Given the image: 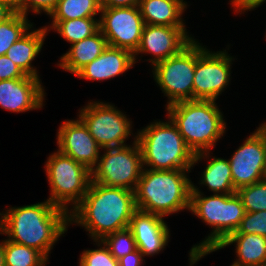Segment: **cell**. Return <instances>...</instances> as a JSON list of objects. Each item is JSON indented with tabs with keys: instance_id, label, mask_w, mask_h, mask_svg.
Returning a JSON list of instances; mask_svg holds the SVG:
<instances>
[{
	"instance_id": "4",
	"label": "cell",
	"mask_w": 266,
	"mask_h": 266,
	"mask_svg": "<svg viewBox=\"0 0 266 266\" xmlns=\"http://www.w3.org/2000/svg\"><path fill=\"white\" fill-rule=\"evenodd\" d=\"M165 109L167 117L176 124L184 142L195 154L193 166L202 159L207 160L227 127L216 101L188 100Z\"/></svg>"
},
{
	"instance_id": "38",
	"label": "cell",
	"mask_w": 266,
	"mask_h": 266,
	"mask_svg": "<svg viewBox=\"0 0 266 266\" xmlns=\"http://www.w3.org/2000/svg\"><path fill=\"white\" fill-rule=\"evenodd\" d=\"M0 2L7 5L14 12H20L21 0H0Z\"/></svg>"
},
{
	"instance_id": "14",
	"label": "cell",
	"mask_w": 266,
	"mask_h": 266,
	"mask_svg": "<svg viewBox=\"0 0 266 266\" xmlns=\"http://www.w3.org/2000/svg\"><path fill=\"white\" fill-rule=\"evenodd\" d=\"M194 38L189 36L186 26H159L145 24L139 48L134 53V61L138 62V54H151L148 59L155 65L169 57L179 54Z\"/></svg>"
},
{
	"instance_id": "1",
	"label": "cell",
	"mask_w": 266,
	"mask_h": 266,
	"mask_svg": "<svg viewBox=\"0 0 266 266\" xmlns=\"http://www.w3.org/2000/svg\"><path fill=\"white\" fill-rule=\"evenodd\" d=\"M0 234L41 252L47 259L59 237L68 231L69 213L48 199L36 204L10 207L0 213Z\"/></svg>"
},
{
	"instance_id": "13",
	"label": "cell",
	"mask_w": 266,
	"mask_h": 266,
	"mask_svg": "<svg viewBox=\"0 0 266 266\" xmlns=\"http://www.w3.org/2000/svg\"><path fill=\"white\" fill-rule=\"evenodd\" d=\"M235 190L266 179V122L228 159Z\"/></svg>"
},
{
	"instance_id": "31",
	"label": "cell",
	"mask_w": 266,
	"mask_h": 266,
	"mask_svg": "<svg viewBox=\"0 0 266 266\" xmlns=\"http://www.w3.org/2000/svg\"><path fill=\"white\" fill-rule=\"evenodd\" d=\"M234 233L257 234L266 237V210L246 212Z\"/></svg>"
},
{
	"instance_id": "7",
	"label": "cell",
	"mask_w": 266,
	"mask_h": 266,
	"mask_svg": "<svg viewBox=\"0 0 266 266\" xmlns=\"http://www.w3.org/2000/svg\"><path fill=\"white\" fill-rule=\"evenodd\" d=\"M45 171L51 190L48 200L69 213L87 193L91 170L57 149L47 158Z\"/></svg>"
},
{
	"instance_id": "29",
	"label": "cell",
	"mask_w": 266,
	"mask_h": 266,
	"mask_svg": "<svg viewBox=\"0 0 266 266\" xmlns=\"http://www.w3.org/2000/svg\"><path fill=\"white\" fill-rule=\"evenodd\" d=\"M101 241L117 260L137 249L135 238L129 228L106 235Z\"/></svg>"
},
{
	"instance_id": "27",
	"label": "cell",
	"mask_w": 266,
	"mask_h": 266,
	"mask_svg": "<svg viewBox=\"0 0 266 266\" xmlns=\"http://www.w3.org/2000/svg\"><path fill=\"white\" fill-rule=\"evenodd\" d=\"M33 23L20 12H14L9 18L0 23V56L6 55L7 50L31 27Z\"/></svg>"
},
{
	"instance_id": "35",
	"label": "cell",
	"mask_w": 266,
	"mask_h": 266,
	"mask_svg": "<svg viewBox=\"0 0 266 266\" xmlns=\"http://www.w3.org/2000/svg\"><path fill=\"white\" fill-rule=\"evenodd\" d=\"M144 261V256L138 249L118 260L119 266H141Z\"/></svg>"
},
{
	"instance_id": "32",
	"label": "cell",
	"mask_w": 266,
	"mask_h": 266,
	"mask_svg": "<svg viewBox=\"0 0 266 266\" xmlns=\"http://www.w3.org/2000/svg\"><path fill=\"white\" fill-rule=\"evenodd\" d=\"M59 0H21L20 13L24 16H28V12L32 11L35 14H41V12L50 15L55 9Z\"/></svg>"
},
{
	"instance_id": "5",
	"label": "cell",
	"mask_w": 266,
	"mask_h": 266,
	"mask_svg": "<svg viewBox=\"0 0 266 266\" xmlns=\"http://www.w3.org/2000/svg\"><path fill=\"white\" fill-rule=\"evenodd\" d=\"M191 170H152L143 168L135 193L137 209L165 217L189 210Z\"/></svg>"
},
{
	"instance_id": "33",
	"label": "cell",
	"mask_w": 266,
	"mask_h": 266,
	"mask_svg": "<svg viewBox=\"0 0 266 266\" xmlns=\"http://www.w3.org/2000/svg\"><path fill=\"white\" fill-rule=\"evenodd\" d=\"M27 75L7 55L0 56V80L24 78Z\"/></svg>"
},
{
	"instance_id": "25",
	"label": "cell",
	"mask_w": 266,
	"mask_h": 266,
	"mask_svg": "<svg viewBox=\"0 0 266 266\" xmlns=\"http://www.w3.org/2000/svg\"><path fill=\"white\" fill-rule=\"evenodd\" d=\"M101 8L98 0H59L49 16L52 21L95 18L97 13H101Z\"/></svg>"
},
{
	"instance_id": "17",
	"label": "cell",
	"mask_w": 266,
	"mask_h": 266,
	"mask_svg": "<svg viewBox=\"0 0 266 266\" xmlns=\"http://www.w3.org/2000/svg\"><path fill=\"white\" fill-rule=\"evenodd\" d=\"M129 229L143 256L156 255L168 245L170 229L159 215L137 209L130 220Z\"/></svg>"
},
{
	"instance_id": "19",
	"label": "cell",
	"mask_w": 266,
	"mask_h": 266,
	"mask_svg": "<svg viewBox=\"0 0 266 266\" xmlns=\"http://www.w3.org/2000/svg\"><path fill=\"white\" fill-rule=\"evenodd\" d=\"M107 46V40L99 29L94 35L73 43L60 57L57 66L75 75L81 68L100 56Z\"/></svg>"
},
{
	"instance_id": "34",
	"label": "cell",
	"mask_w": 266,
	"mask_h": 266,
	"mask_svg": "<svg viewBox=\"0 0 266 266\" xmlns=\"http://www.w3.org/2000/svg\"><path fill=\"white\" fill-rule=\"evenodd\" d=\"M266 0H233L230 5L234 7L236 13H244L245 11H251L261 6Z\"/></svg>"
},
{
	"instance_id": "22",
	"label": "cell",
	"mask_w": 266,
	"mask_h": 266,
	"mask_svg": "<svg viewBox=\"0 0 266 266\" xmlns=\"http://www.w3.org/2000/svg\"><path fill=\"white\" fill-rule=\"evenodd\" d=\"M236 243L237 258L230 266H255L266 261V237L232 233L213 252Z\"/></svg>"
},
{
	"instance_id": "20",
	"label": "cell",
	"mask_w": 266,
	"mask_h": 266,
	"mask_svg": "<svg viewBox=\"0 0 266 266\" xmlns=\"http://www.w3.org/2000/svg\"><path fill=\"white\" fill-rule=\"evenodd\" d=\"M47 33L48 31L44 27L33 29L32 26L31 31L29 29L7 50V57L26 75L40 78L37 69L32 65V61L42 50Z\"/></svg>"
},
{
	"instance_id": "21",
	"label": "cell",
	"mask_w": 266,
	"mask_h": 266,
	"mask_svg": "<svg viewBox=\"0 0 266 266\" xmlns=\"http://www.w3.org/2000/svg\"><path fill=\"white\" fill-rule=\"evenodd\" d=\"M184 0H140L139 8L145 24L186 26L182 14L187 8Z\"/></svg>"
},
{
	"instance_id": "39",
	"label": "cell",
	"mask_w": 266,
	"mask_h": 266,
	"mask_svg": "<svg viewBox=\"0 0 266 266\" xmlns=\"http://www.w3.org/2000/svg\"><path fill=\"white\" fill-rule=\"evenodd\" d=\"M4 246L5 240L0 242V266H5Z\"/></svg>"
},
{
	"instance_id": "30",
	"label": "cell",
	"mask_w": 266,
	"mask_h": 266,
	"mask_svg": "<svg viewBox=\"0 0 266 266\" xmlns=\"http://www.w3.org/2000/svg\"><path fill=\"white\" fill-rule=\"evenodd\" d=\"M94 242H97L100 248L83 250L78 266H119L118 260L111 255L108 247L101 240H94Z\"/></svg>"
},
{
	"instance_id": "2",
	"label": "cell",
	"mask_w": 266,
	"mask_h": 266,
	"mask_svg": "<svg viewBox=\"0 0 266 266\" xmlns=\"http://www.w3.org/2000/svg\"><path fill=\"white\" fill-rule=\"evenodd\" d=\"M137 210L132 190L90 183L83 199L69 212V224H77L88 231L93 240L129 228Z\"/></svg>"
},
{
	"instance_id": "37",
	"label": "cell",
	"mask_w": 266,
	"mask_h": 266,
	"mask_svg": "<svg viewBox=\"0 0 266 266\" xmlns=\"http://www.w3.org/2000/svg\"><path fill=\"white\" fill-rule=\"evenodd\" d=\"M13 13L12 9L0 2V23L9 18Z\"/></svg>"
},
{
	"instance_id": "18",
	"label": "cell",
	"mask_w": 266,
	"mask_h": 266,
	"mask_svg": "<svg viewBox=\"0 0 266 266\" xmlns=\"http://www.w3.org/2000/svg\"><path fill=\"white\" fill-rule=\"evenodd\" d=\"M134 64V54L131 51L107 46L100 56L81 68L75 76L89 81L109 80L125 73Z\"/></svg>"
},
{
	"instance_id": "8",
	"label": "cell",
	"mask_w": 266,
	"mask_h": 266,
	"mask_svg": "<svg viewBox=\"0 0 266 266\" xmlns=\"http://www.w3.org/2000/svg\"><path fill=\"white\" fill-rule=\"evenodd\" d=\"M133 138L131 146L103 149L104 153L100 155L97 165L91 170L92 182L135 191L143 163L136 135Z\"/></svg>"
},
{
	"instance_id": "40",
	"label": "cell",
	"mask_w": 266,
	"mask_h": 266,
	"mask_svg": "<svg viewBox=\"0 0 266 266\" xmlns=\"http://www.w3.org/2000/svg\"><path fill=\"white\" fill-rule=\"evenodd\" d=\"M255 266H266V261H264V262H262V263H260L258 265H255Z\"/></svg>"
},
{
	"instance_id": "15",
	"label": "cell",
	"mask_w": 266,
	"mask_h": 266,
	"mask_svg": "<svg viewBox=\"0 0 266 266\" xmlns=\"http://www.w3.org/2000/svg\"><path fill=\"white\" fill-rule=\"evenodd\" d=\"M77 118L64 121L59 126L56 138L58 150L92 170L102 154L101 148L84 122Z\"/></svg>"
},
{
	"instance_id": "28",
	"label": "cell",
	"mask_w": 266,
	"mask_h": 266,
	"mask_svg": "<svg viewBox=\"0 0 266 266\" xmlns=\"http://www.w3.org/2000/svg\"><path fill=\"white\" fill-rule=\"evenodd\" d=\"M246 212L266 210V179L236 190Z\"/></svg>"
},
{
	"instance_id": "9",
	"label": "cell",
	"mask_w": 266,
	"mask_h": 266,
	"mask_svg": "<svg viewBox=\"0 0 266 266\" xmlns=\"http://www.w3.org/2000/svg\"><path fill=\"white\" fill-rule=\"evenodd\" d=\"M152 68L155 82L168 97L166 107L193 100L195 39L179 54L158 62Z\"/></svg>"
},
{
	"instance_id": "26",
	"label": "cell",
	"mask_w": 266,
	"mask_h": 266,
	"mask_svg": "<svg viewBox=\"0 0 266 266\" xmlns=\"http://www.w3.org/2000/svg\"><path fill=\"white\" fill-rule=\"evenodd\" d=\"M5 266H46L48 259L37 249L5 239Z\"/></svg>"
},
{
	"instance_id": "3",
	"label": "cell",
	"mask_w": 266,
	"mask_h": 266,
	"mask_svg": "<svg viewBox=\"0 0 266 266\" xmlns=\"http://www.w3.org/2000/svg\"><path fill=\"white\" fill-rule=\"evenodd\" d=\"M189 211L213 229L203 241L190 249V266L212 253L230 234L236 232L246 213L237 193L204 196L194 184Z\"/></svg>"
},
{
	"instance_id": "6",
	"label": "cell",
	"mask_w": 266,
	"mask_h": 266,
	"mask_svg": "<svg viewBox=\"0 0 266 266\" xmlns=\"http://www.w3.org/2000/svg\"><path fill=\"white\" fill-rule=\"evenodd\" d=\"M168 119V122H152L137 132L143 168L191 170L195 154L184 142L176 124Z\"/></svg>"
},
{
	"instance_id": "23",
	"label": "cell",
	"mask_w": 266,
	"mask_h": 266,
	"mask_svg": "<svg viewBox=\"0 0 266 266\" xmlns=\"http://www.w3.org/2000/svg\"><path fill=\"white\" fill-rule=\"evenodd\" d=\"M201 175L200 184L207 186L213 194L236 193L228 159L211 158Z\"/></svg>"
},
{
	"instance_id": "36",
	"label": "cell",
	"mask_w": 266,
	"mask_h": 266,
	"mask_svg": "<svg viewBox=\"0 0 266 266\" xmlns=\"http://www.w3.org/2000/svg\"><path fill=\"white\" fill-rule=\"evenodd\" d=\"M140 0H106L101 7H131L139 5Z\"/></svg>"
},
{
	"instance_id": "12",
	"label": "cell",
	"mask_w": 266,
	"mask_h": 266,
	"mask_svg": "<svg viewBox=\"0 0 266 266\" xmlns=\"http://www.w3.org/2000/svg\"><path fill=\"white\" fill-rule=\"evenodd\" d=\"M100 31L108 46L123 48L133 54L139 48L145 23L139 5L131 7H102Z\"/></svg>"
},
{
	"instance_id": "11",
	"label": "cell",
	"mask_w": 266,
	"mask_h": 266,
	"mask_svg": "<svg viewBox=\"0 0 266 266\" xmlns=\"http://www.w3.org/2000/svg\"><path fill=\"white\" fill-rule=\"evenodd\" d=\"M234 59L226 49L212 52L195 39L193 100L216 101L224 88L229 86Z\"/></svg>"
},
{
	"instance_id": "24",
	"label": "cell",
	"mask_w": 266,
	"mask_h": 266,
	"mask_svg": "<svg viewBox=\"0 0 266 266\" xmlns=\"http://www.w3.org/2000/svg\"><path fill=\"white\" fill-rule=\"evenodd\" d=\"M47 31L55 30L65 41L71 45L86 37L94 35L99 29V19L76 18L63 21H52L51 25L44 26Z\"/></svg>"
},
{
	"instance_id": "41",
	"label": "cell",
	"mask_w": 266,
	"mask_h": 266,
	"mask_svg": "<svg viewBox=\"0 0 266 266\" xmlns=\"http://www.w3.org/2000/svg\"><path fill=\"white\" fill-rule=\"evenodd\" d=\"M106 0H98V2L102 5Z\"/></svg>"
},
{
	"instance_id": "16",
	"label": "cell",
	"mask_w": 266,
	"mask_h": 266,
	"mask_svg": "<svg viewBox=\"0 0 266 266\" xmlns=\"http://www.w3.org/2000/svg\"><path fill=\"white\" fill-rule=\"evenodd\" d=\"M44 89L40 78L29 75L0 80V108L16 113L41 109L45 99Z\"/></svg>"
},
{
	"instance_id": "10",
	"label": "cell",
	"mask_w": 266,
	"mask_h": 266,
	"mask_svg": "<svg viewBox=\"0 0 266 266\" xmlns=\"http://www.w3.org/2000/svg\"><path fill=\"white\" fill-rule=\"evenodd\" d=\"M116 108L110 103L90 101L78 112L101 151L125 146L126 139L133 135L132 121Z\"/></svg>"
}]
</instances>
